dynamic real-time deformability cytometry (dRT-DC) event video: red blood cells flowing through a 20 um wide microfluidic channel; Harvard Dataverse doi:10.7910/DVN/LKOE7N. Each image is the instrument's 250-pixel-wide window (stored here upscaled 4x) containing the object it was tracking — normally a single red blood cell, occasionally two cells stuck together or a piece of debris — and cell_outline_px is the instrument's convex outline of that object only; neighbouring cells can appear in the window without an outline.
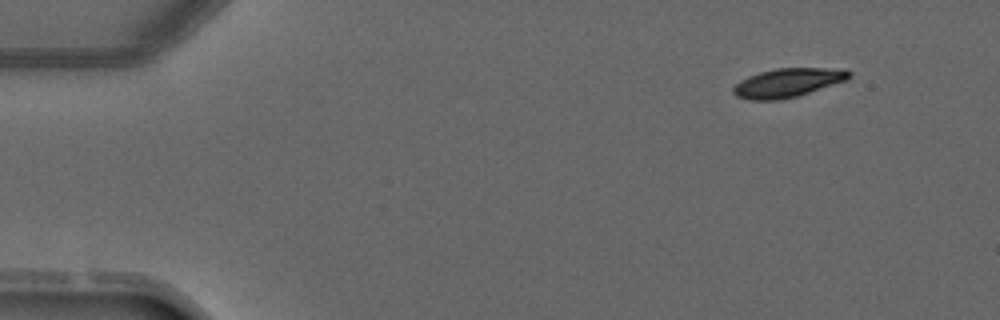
{"species": "common noctule bat (a hibernating species)", "species_latin": "Nyctalus noctula", "temperature_condition": "warm", "stored_images_in_passage": 4, "segment_of_instrument_passage": [1, 2], "camera_frame_rate_fps": 3000, "um_per_image_px": 0.085, "animal": {"sex": "male", "forearm_length_mm": 52.5}, "frame": {"image": 1, "passage_image": 1, "time_ms": 0.0, "image_size_px": [1000, 320], "cell_outline_px": [[852, 76], [848, 80], [796, 96], [780, 100], [752, 100], [736, 96], [732, 92], [732, 88], [740, 80], [748, 76], [760, 72], [776, 68], [844, 68], [852, 72]], "centroid_in_image_um": [66.99, 7.02], "position_along_channel_um": 18.0, "area_um2": 19.59}}